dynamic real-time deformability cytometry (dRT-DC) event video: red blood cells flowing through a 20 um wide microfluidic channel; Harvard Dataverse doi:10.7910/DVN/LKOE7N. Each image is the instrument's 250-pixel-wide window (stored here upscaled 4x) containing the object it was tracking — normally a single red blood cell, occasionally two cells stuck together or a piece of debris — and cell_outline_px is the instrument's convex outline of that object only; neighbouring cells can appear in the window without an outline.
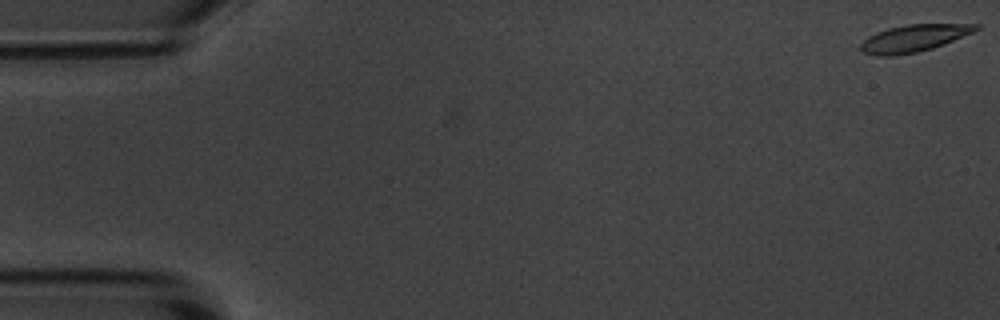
{"species": "common noctule bat (a hibernating species)", "species_latin": "Nyctalus noctula", "temperature_condition": "room temperature", "stored_images_in_passage": 4, "camera_frame_rate_fps": 3000, "um_per_image_px": 0.085, "animal": {"sex": "male", "body_mass_g": 20.1, "forearm_length_mm": 53.5}, "frame": {"image": 1, "passage_image": 1, "time_ms": 0.0, "image_size_px": [1000, 320], "cell_outline_px": [[980, 28], [972, 32], [944, 44], [932, 48], [916, 52], [892, 56], [876, 56], [864, 52], [860, 48], [860, 44], [868, 36], [876, 32], [888, 28], [908, 24], [980, 24]], "centroid_in_image_um": [77.65, 3.25], "position_along_channel_um": 7.4, "area_um2": 18.03}}